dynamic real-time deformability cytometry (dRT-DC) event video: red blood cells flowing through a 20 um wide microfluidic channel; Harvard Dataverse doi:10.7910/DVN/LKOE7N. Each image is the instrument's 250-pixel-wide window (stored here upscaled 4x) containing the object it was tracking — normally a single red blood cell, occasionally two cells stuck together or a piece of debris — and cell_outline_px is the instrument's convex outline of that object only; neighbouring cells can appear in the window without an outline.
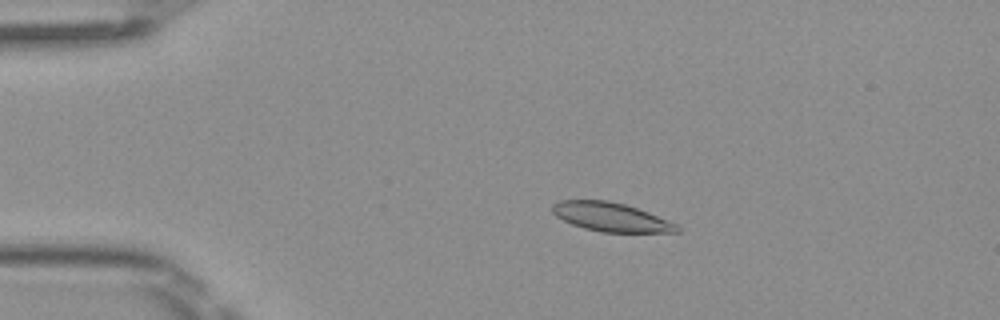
{"species": "Egyptian fruit bat (a non-hibernating species)", "species_latin": "Rousettus aegyptiacus", "temperature_condition": "room temperature", "stored_images_in_passage": 51, "camera_frame_rate_fps": 3000, "um_per_image_px": 0.085, "frame": {"image": 1, "passage_image": 11, "time_ms": 3.333, "image_size_px": [1000, 320], "cell_outline_px": [[680, 232], [600, 232], [584, 228], [572, 224], [556, 216], [552, 212], [552, 204], [560, 200], [608, 200], [624, 204], [648, 212], [668, 220], [676, 224], [680, 228]], "centroid_in_image_um": [51.92, 18.44], "position_along_channel_um": 33.1, "area_um2": 20.87}}
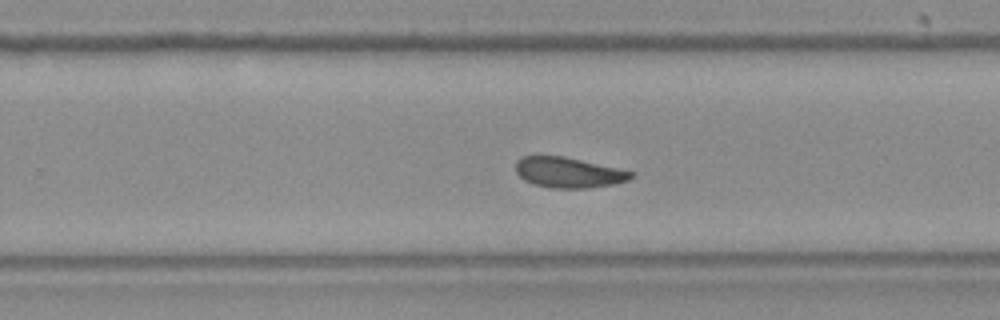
{"frame": {"image": 2, "passage_image": 33, "time_ms": 10.667, "image_size_px": [1000, 320], "cell_outline_px": [[636, 176], [628, 180], [612, 184], [588, 188], [552, 188], [532, 184], [524, 180], [516, 172], [516, 160], [520, 156], [564, 156], [636, 172]], "centroid_in_image_um": [48.33, 14.66], "position_along_channel_um": 281.5, "area_um2": 20.58}}
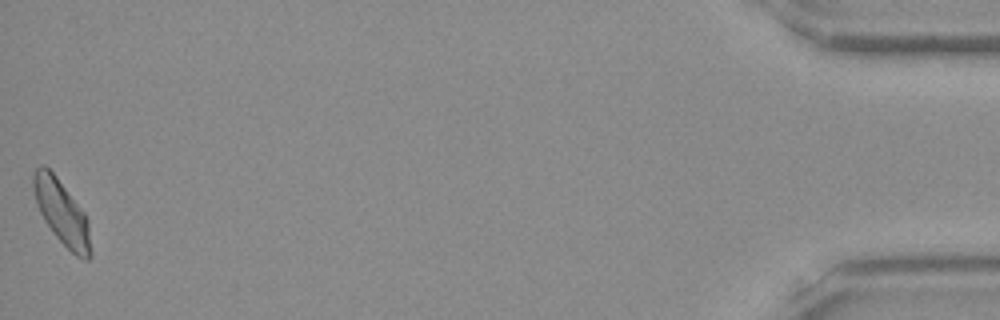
{"frame": {"image": 3, "passage_image": 51, "time_ms": 16.667, "image_size_px": [1000, 320], "cell_outline_px": [[92, 256], [88, 260], [84, 260], [76, 256], [56, 236], [44, 220], [36, 204], [32, 188], [32, 176], [36, 168], [40, 164], [44, 164], [56, 176], [84, 212], [88, 220], [92, 252]], "centroid_in_image_um": [5.25, 18.06], "position_along_channel_um": 430.0, "area_um2": 21.56}, "authors_computed_cell_mechanics": {"area_um2": 21.386, "velocity_mm_per_s": 4.0442, "shape_relaxation_time_tau1_ms": 6.4614, "shape_relaxation_time_tau2_ms": 3.4897, "deformation_change_tau1": 0.1284, "deformation_change_tau2": 0.107}}